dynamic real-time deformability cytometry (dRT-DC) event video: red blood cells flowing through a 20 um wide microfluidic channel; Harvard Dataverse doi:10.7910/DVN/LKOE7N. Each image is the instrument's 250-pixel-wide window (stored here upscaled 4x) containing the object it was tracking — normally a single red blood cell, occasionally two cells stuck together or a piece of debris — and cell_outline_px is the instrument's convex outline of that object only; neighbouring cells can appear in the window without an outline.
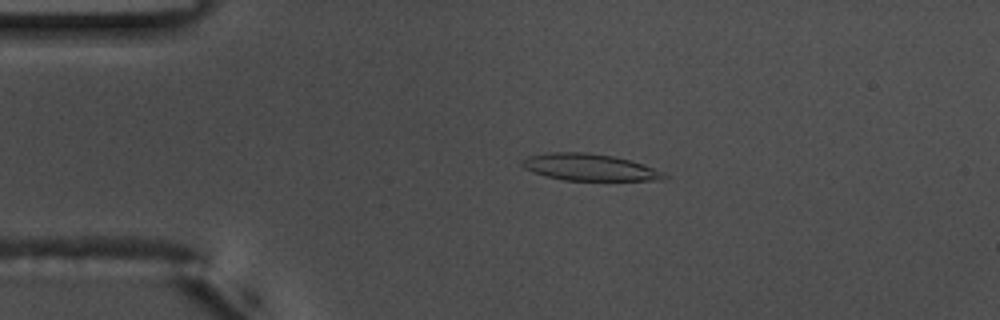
{"species": "common noctule bat (a hibernating species)", "species_latin": "Nyctalus noctula", "temperature_condition": "warm", "stored_images_in_passage": 55, "camera_frame_rate_fps": 3000, "um_per_image_px": 0.085, "animal": {"sex": "male", "body_mass_g": 17.5, "forearm_length_mm": 52.3}, "frame": {"image": 1, "passage_image": 11, "time_ms": 3.333, "image_size_px": [1000, 320], "cell_outline_px": [[668, 176], [664, 180], [564, 180], [544, 176], [524, 168], [520, 164], [520, 160], [528, 156], [548, 152], [588, 152], [612, 156], [644, 164], [664, 172]], "centroid_in_image_um": [50.08, 14.21], "position_along_channel_um": 34.9, "area_um2": 22.25}}
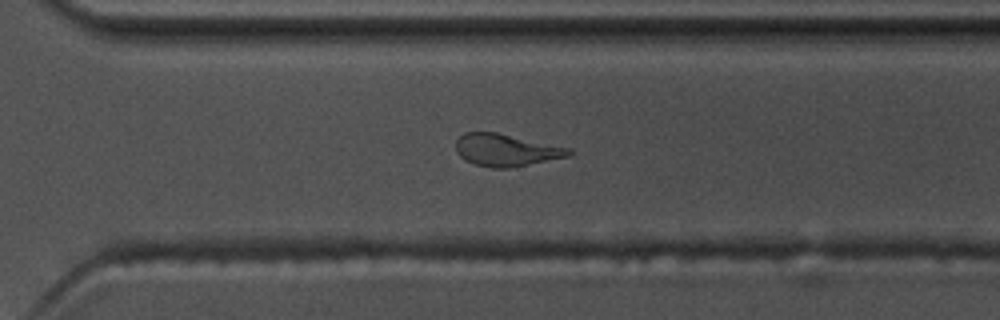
{"frame": {"image": 2, "passage_image": 38, "time_ms": 12.333, "image_size_px": [1000, 320], "cell_outline_px": [[572, 152], [568, 156], [512, 168], [492, 168], [476, 164], [464, 160], [456, 152], [456, 140], [464, 132], [496, 132], [572, 148]], "centroid_in_image_um": [43.01, 12.75], "position_along_channel_um": 327.6, "area_um2": 21.27}}
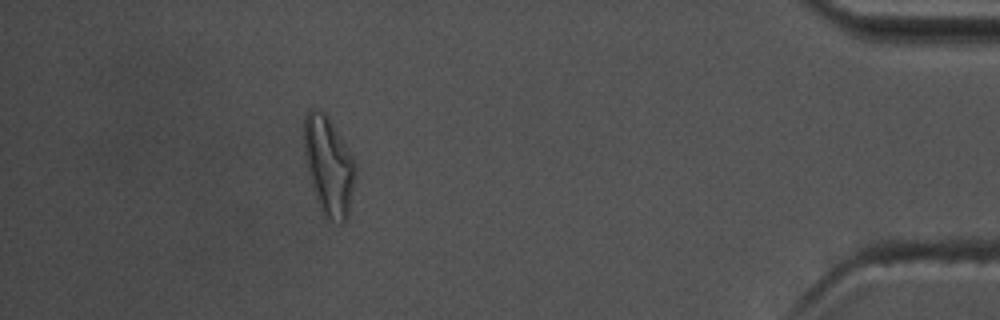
{"frame": {"image": 3, "passage_image": 49, "time_ms": 16.0, "image_size_px": [1000, 320], "cell_outline_px": [[356, 172], [348, 216], [340, 224], [328, 220], [324, 216], [312, 188], [308, 172], [304, 152], [304, 116], [312, 108], [316, 108], [328, 116], [352, 156], [356, 164]], "centroid_in_image_um": [27.93, 14.11], "position_along_channel_um": 407.3, "area_um2": 29.36}, "authors_computed_cell_mechanics": {"area_um2": 22.253, "velocity_mm_per_s": 3.6722, "shape_relaxation_time_tau1_ms": 11.1559, "shape_relaxation_time_tau2_ms": 2.4955, "deformation_change_tau1": 0.3199, "deformation_change_tau2": 0.1237}}